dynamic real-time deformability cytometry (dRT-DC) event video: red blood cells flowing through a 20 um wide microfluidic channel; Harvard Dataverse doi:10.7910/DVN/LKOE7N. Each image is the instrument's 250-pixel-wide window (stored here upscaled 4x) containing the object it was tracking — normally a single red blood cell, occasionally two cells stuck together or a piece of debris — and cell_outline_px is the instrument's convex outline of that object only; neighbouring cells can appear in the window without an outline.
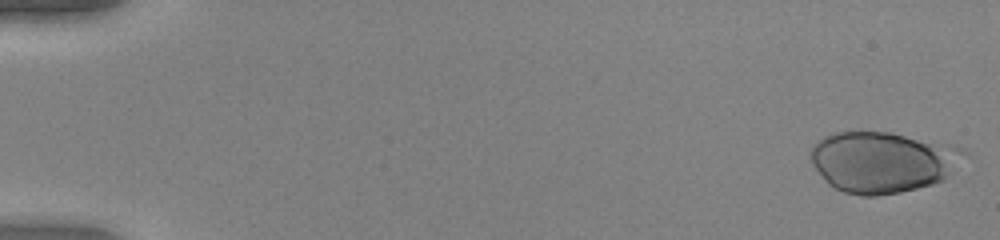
{"species": "human", "species_latin": "Homo sapiens", "temperature_condition": "warm", "stored_images_in_passage": 51, "camera_frame_rate_fps": 3000, "um_per_image_px": 0.085, "donor": {"sex": "female"}, "frame": {"image": 1, "passage_image": 1, "time_ms": 0.0, "image_size_px": [1000, 240], "cell_outline_px": [[968, 152], [952, 172], [944, 180], [932, 184], [900, 192], [876, 196], [860, 196], [844, 192], [828, 184], [816, 168], [812, 160], [812, 144], [824, 136], [836, 132], [860, 128], [892, 132], [952, 144], [964, 148]], "centroid_in_image_um": [75.04, 13.72], "position_along_channel_um": 10.0, "area_um2": 55.43}}
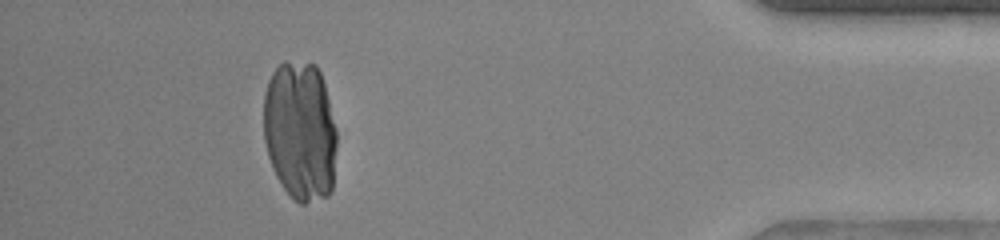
{"frame": {"image": 2, "passage_image": 47, "time_ms": 15.333, "image_size_px": [1000, 240], "cell_outline_px": [[336, 148], [332, 192], [328, 196], [304, 204], [300, 204], [292, 200], [276, 176], [272, 168], [268, 156], [264, 140], [264, 92], [268, 80], [272, 72], [284, 60], [316, 64], [320, 72], [324, 84], [336, 128]], "centroid_in_image_um": [25.51, 11.15], "position_along_channel_um": 409.7, "area_um2": 60.29}}